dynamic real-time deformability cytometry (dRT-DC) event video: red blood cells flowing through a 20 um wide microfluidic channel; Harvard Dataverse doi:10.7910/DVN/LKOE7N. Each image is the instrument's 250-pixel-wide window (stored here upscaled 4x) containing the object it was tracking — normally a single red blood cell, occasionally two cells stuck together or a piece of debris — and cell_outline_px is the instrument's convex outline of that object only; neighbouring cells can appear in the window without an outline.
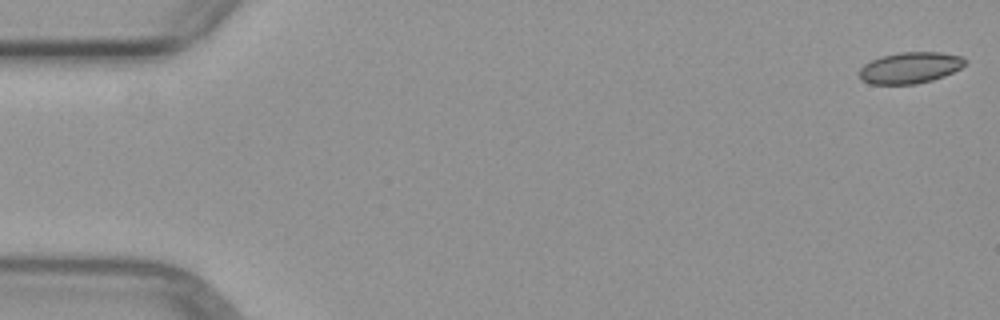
{"species": "common noctule bat (a hibernating species)", "species_latin": "Nyctalus noctula", "temperature_condition": "warm", "stored_images_in_passage": 5, "camera_frame_rate_fps": 3000, "um_per_image_px": 0.085, "animal": {"sex": "female", "body_mass_g": 29.2, "forearm_length_mm": 56.3}, "frame": {"image": 1, "passage_image": 1, "time_ms": 0.0, "image_size_px": [1000, 320], "cell_outline_px": [[968, 60], [960, 68], [944, 76], [932, 80], [916, 84], [872, 84], [860, 80], [860, 68], [864, 64], [880, 56], [900, 52], [940, 52], [960, 56]], "centroid_in_image_um": [77.34, 5.76], "position_along_channel_um": 7.7, "area_um2": 19.25}}
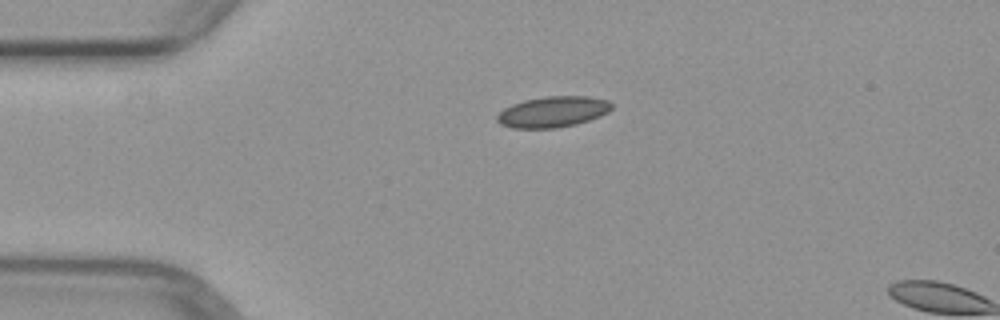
{"frame": {"image": 2, "passage_image": 4, "time_ms": 3.667, "image_size_px": [1000, 320], "cell_outline_px": [[612, 108], [608, 112], [600, 116], [576, 124], [556, 128], [512, 128], [500, 124], [496, 120], [496, 116], [504, 108], [512, 104], [524, 100], [544, 96], [588, 96], [608, 100], [612, 104]], "centroid_in_image_um": [46.98, 9.5], "position_along_channel_um": 38.0, "area_um2": 20.69}}